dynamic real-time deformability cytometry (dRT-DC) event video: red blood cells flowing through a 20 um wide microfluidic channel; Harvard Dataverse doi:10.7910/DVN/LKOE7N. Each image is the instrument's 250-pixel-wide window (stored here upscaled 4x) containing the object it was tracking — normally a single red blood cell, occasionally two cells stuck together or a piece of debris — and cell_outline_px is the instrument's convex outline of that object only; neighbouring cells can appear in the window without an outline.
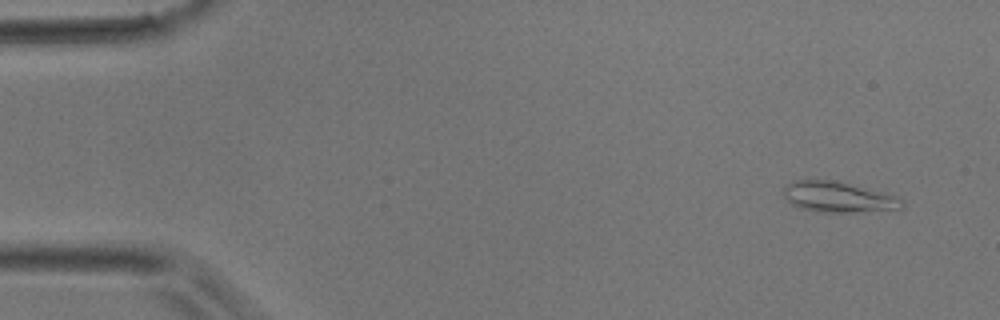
{"species": "common noctule bat (a hibernating species)", "species_latin": "Nyctalus noctula", "temperature_condition": "room temperature", "stored_images_in_passage": 3, "camera_frame_rate_fps": 3000, "um_per_image_px": 0.085, "animal": {"sex": "male", "body_mass_g": 17.9}, "frame": {"image": 1, "passage_image": 1, "time_ms": 0.0, "image_size_px": [1000, 320], "cell_outline_px": [[904, 204], [900, 208], [852, 212], [820, 212], [800, 208], [792, 204], [784, 196], [784, 188], [788, 184], [796, 180], [836, 180], [896, 196], [904, 200]], "centroid_in_image_um": [71.23, 16.74], "position_along_channel_um": 13.8, "area_um2": 20.75}}